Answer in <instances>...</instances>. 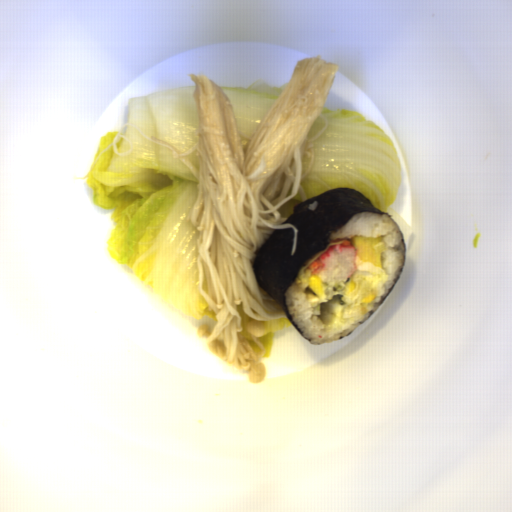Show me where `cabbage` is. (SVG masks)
<instances>
[{"label": "cabbage", "mask_w": 512, "mask_h": 512, "mask_svg": "<svg viewBox=\"0 0 512 512\" xmlns=\"http://www.w3.org/2000/svg\"><path fill=\"white\" fill-rule=\"evenodd\" d=\"M285 85L259 81L249 87H219L232 103L239 133L254 135Z\"/></svg>", "instance_id": "83cfc177"}, {"label": "cabbage", "mask_w": 512, "mask_h": 512, "mask_svg": "<svg viewBox=\"0 0 512 512\" xmlns=\"http://www.w3.org/2000/svg\"><path fill=\"white\" fill-rule=\"evenodd\" d=\"M121 128L103 134L84 181L92 203L111 211L108 254L128 265L162 301L213 323L216 312L199 284V233L188 220L198 178L166 147L133 127L120 133L132 143L128 155H116L113 147L103 152Z\"/></svg>", "instance_id": "4295e07d"}, {"label": "cabbage", "mask_w": 512, "mask_h": 512, "mask_svg": "<svg viewBox=\"0 0 512 512\" xmlns=\"http://www.w3.org/2000/svg\"><path fill=\"white\" fill-rule=\"evenodd\" d=\"M195 91L196 85H187L136 95L128 99L127 124L170 143L182 154L188 152L199 138Z\"/></svg>", "instance_id": "31cb4dd1"}, {"label": "cabbage", "mask_w": 512, "mask_h": 512, "mask_svg": "<svg viewBox=\"0 0 512 512\" xmlns=\"http://www.w3.org/2000/svg\"><path fill=\"white\" fill-rule=\"evenodd\" d=\"M313 166L292 199L278 210L289 218L294 206L338 187L391 210L402 183L394 142L373 119L357 110L323 108L309 132Z\"/></svg>", "instance_id": "f4c42f77"}, {"label": "cabbage", "mask_w": 512, "mask_h": 512, "mask_svg": "<svg viewBox=\"0 0 512 512\" xmlns=\"http://www.w3.org/2000/svg\"><path fill=\"white\" fill-rule=\"evenodd\" d=\"M264 325V334L257 338V341L260 342L264 348L261 358L270 357L272 344L276 338L277 332L283 331L293 324L289 318L285 316L274 321H265Z\"/></svg>", "instance_id": "e044984a"}]
</instances>
